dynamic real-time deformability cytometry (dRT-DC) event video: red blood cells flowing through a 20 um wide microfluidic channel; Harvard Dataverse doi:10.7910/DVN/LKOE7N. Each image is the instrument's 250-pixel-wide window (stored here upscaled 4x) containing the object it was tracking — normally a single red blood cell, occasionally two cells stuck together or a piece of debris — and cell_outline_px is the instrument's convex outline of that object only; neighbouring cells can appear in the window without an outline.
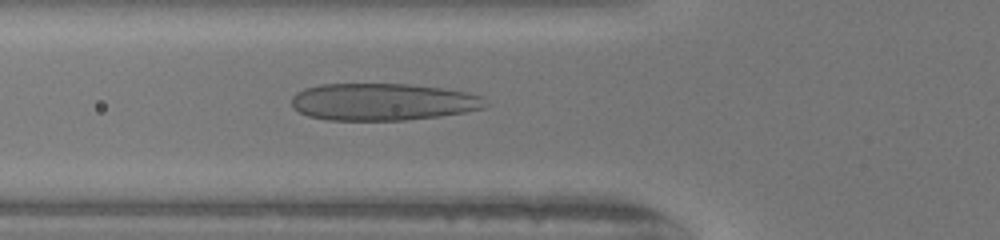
{"species": "human", "species_latin": "Homo sapiens", "temperature_condition": "warm", "stored_images_in_passage": 50, "camera_frame_rate_fps": 3000, "um_per_image_px": 0.085, "donor": {"sex": "female"}, "frame": {"image": 1, "passage_image": 18, "time_ms": 5.667, "image_size_px": [1000, 240], "cell_outline_px": [[488, 104], [484, 108], [464, 112], [440, 116], [404, 120], [328, 120], [308, 116], [292, 108], [292, 96], [296, 92], [304, 88], [320, 84], [412, 84], [444, 88], [468, 92], [480, 96]], "centroid_in_image_um": [32.52, 8.65], "position_along_channel_um": 93.3, "area_um2": 42.19}}
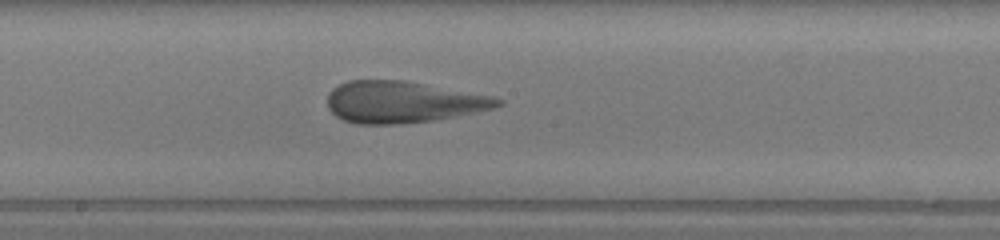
{"frame": {"image": 2, "passage_image": 27, "time_ms": 8.667, "image_size_px": [1000, 240], "cell_outline_px": [[504, 104], [492, 108], [432, 120], [392, 124], [356, 124], [344, 120], [336, 116], [328, 108], [328, 92], [332, 88], [348, 80], [404, 80], [492, 96], [504, 100]], "centroid_in_image_um": [34.19, 8.66], "position_along_channel_um": 214.0, "area_um2": 40.86}}
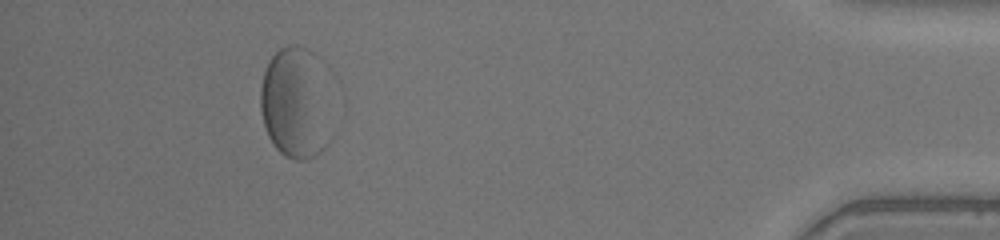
{"frame": {"image": 3, "passage_image": 46, "time_ms": 15.0, "image_size_px": [1000, 240], "cell_outline_px": [[332, 140], [320, 152], [308, 160], [296, 160], [284, 156], [276, 148], [268, 136], [264, 124], [260, 108], [260, 88], [264, 72], [272, 56], [280, 48], [288, 44], [296, 44], [308, 48], [320, 60]], "centroid_in_image_um": [25.1, 8.77], "position_along_channel_um": 410.1, "area_um2": 46.3}}